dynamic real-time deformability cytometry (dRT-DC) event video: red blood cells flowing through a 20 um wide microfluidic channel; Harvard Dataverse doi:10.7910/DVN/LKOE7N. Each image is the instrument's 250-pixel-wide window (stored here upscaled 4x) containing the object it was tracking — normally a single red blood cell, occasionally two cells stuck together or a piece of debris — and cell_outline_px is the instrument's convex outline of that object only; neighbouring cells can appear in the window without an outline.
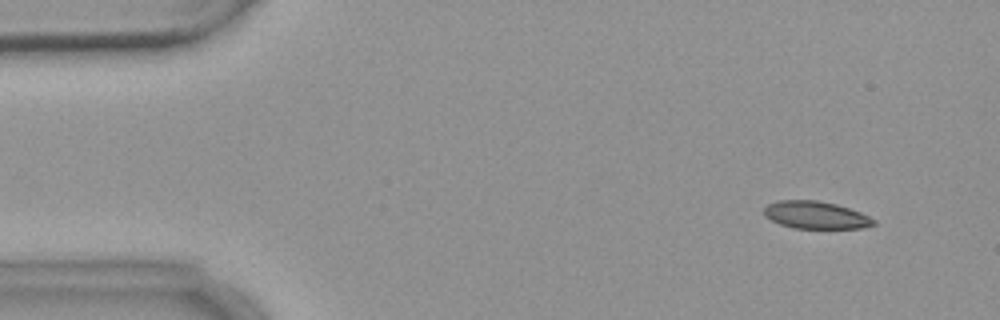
{"species": "common noctule bat (a hibernating species)", "species_latin": "Nyctalus noctula", "temperature_condition": "warm", "stored_images_in_passage": 4, "camera_frame_rate_fps": 3000, "um_per_image_px": 0.085, "animal": {"sex": "female", "body_mass_g": 18.4}, "frame": {"image": 1, "passage_image": 1, "time_ms": 0.0, "image_size_px": [1000, 320], "cell_outline_px": [[876, 224], [864, 228], [796, 228], [780, 224], [764, 216], [764, 208], [768, 204], [776, 200], [816, 200], [836, 204], [860, 212], [876, 220]], "centroid_in_image_um": [69.34, 18.27], "position_along_channel_um": 15.7, "area_um2": 17.51}}
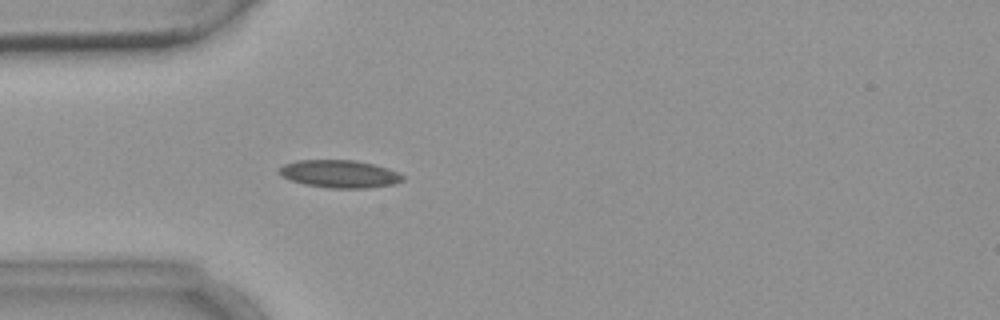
{"frame": {"image": 2, "passage_image": 4, "time_ms": 3.667, "image_size_px": [1000, 320], "cell_outline_px": [[404, 180], [392, 184], [368, 188], [328, 188], [304, 184], [280, 176], [276, 172], [284, 164], [296, 160], [356, 160], [372, 164], [396, 172], [404, 176]], "centroid_in_image_um": [28.8, 14.78], "position_along_channel_um": 56.2, "area_um2": 19.83}}